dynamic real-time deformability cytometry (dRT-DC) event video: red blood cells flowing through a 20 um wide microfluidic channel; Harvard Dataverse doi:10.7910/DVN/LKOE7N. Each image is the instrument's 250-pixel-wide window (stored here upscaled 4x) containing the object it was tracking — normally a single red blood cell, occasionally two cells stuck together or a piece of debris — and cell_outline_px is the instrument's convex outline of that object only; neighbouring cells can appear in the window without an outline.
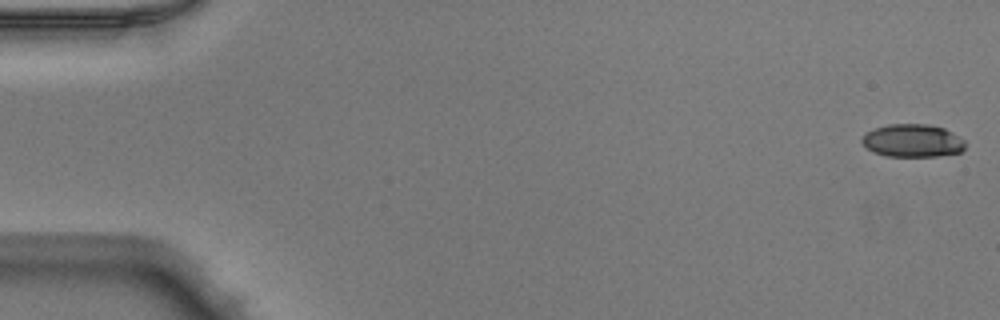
{"species": "Egyptian fruit bat (a non-hibernating species)", "species_latin": "Rousettus aegyptiacus", "temperature_condition": "warm", "stored_images_in_passage": 49, "camera_frame_rate_fps": 3000, "um_per_image_px": 0.085, "animal": {"sex": "male"}, "frame": {"image": 1, "passage_image": 1, "time_ms": 0.0, "image_size_px": [1000, 320], "cell_outline_px": [[964, 148], [960, 152], [940, 156], [888, 156], [872, 152], [860, 140], [864, 132], [888, 124], [928, 124], [944, 128], [952, 132], [964, 140]], "centroid_in_image_um": [77.55, 11.95], "position_along_channel_um": 7.5, "area_um2": 19.83}}
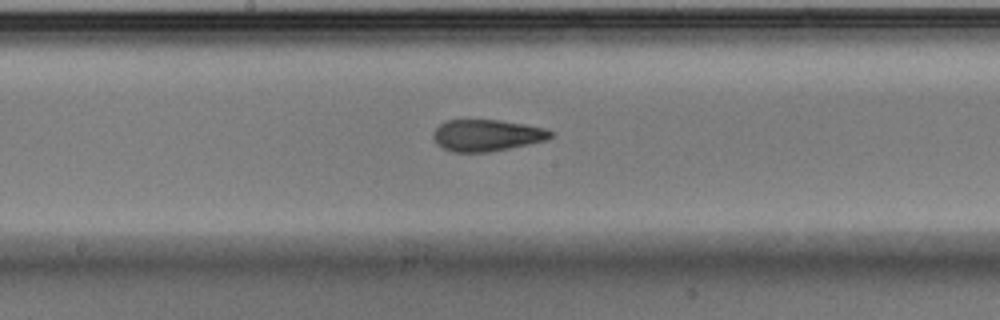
{"frame": {"image": 2, "passage_image": 27, "time_ms": 8.667, "image_size_px": [1000, 320], "cell_outline_px": [[552, 136], [548, 140], [488, 152], [452, 152], [436, 144], [432, 136], [432, 132], [444, 120], [500, 120], [548, 128], [552, 132]], "centroid_in_image_um": [41.36, 11.5], "position_along_channel_um": 206.8, "area_um2": 21.73}}
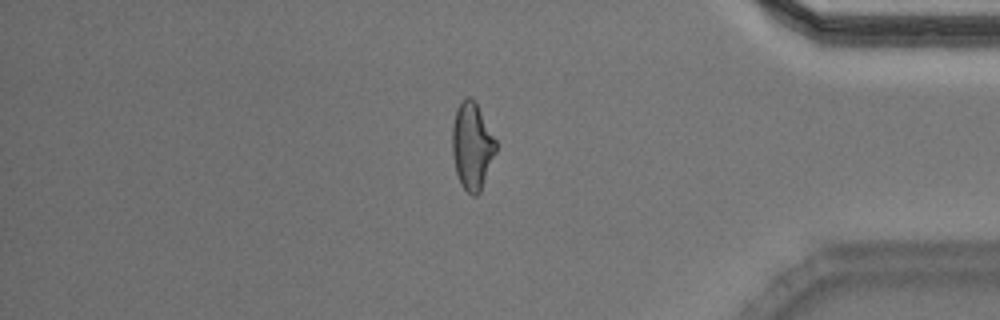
{"frame": {"image": 3, "passage_image": 43, "time_ms": 14.0, "image_size_px": [1000, 320], "cell_outline_px": [[496, 152], [480, 192], [476, 196], [472, 196], [460, 184], [456, 172], [452, 152], [452, 124], [456, 108], [460, 100], [464, 96], [472, 96], [476, 100], [496, 140]], "centroid_in_image_um": [40.11, 12.35], "position_along_channel_um": 395.1, "area_um2": 22.54}}